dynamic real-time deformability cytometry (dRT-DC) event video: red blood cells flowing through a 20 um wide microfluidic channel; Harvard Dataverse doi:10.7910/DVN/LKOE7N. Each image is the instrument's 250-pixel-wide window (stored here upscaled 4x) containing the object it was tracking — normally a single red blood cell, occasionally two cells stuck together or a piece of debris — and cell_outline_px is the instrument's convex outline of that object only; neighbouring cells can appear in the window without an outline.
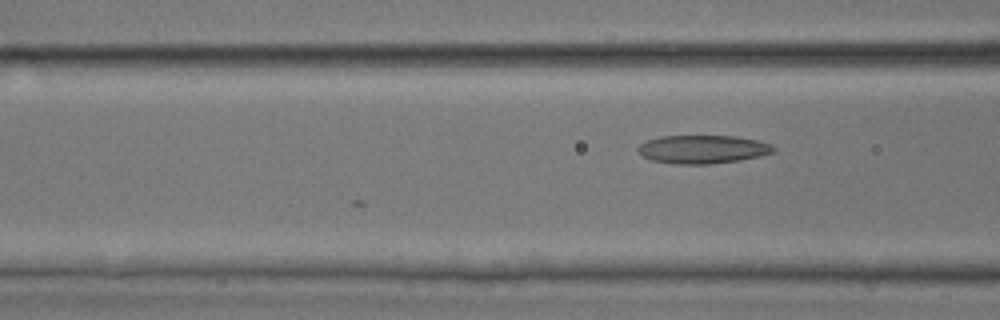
{"species": "common noctule bat (a hibernating species)", "species_latin": "Nyctalus noctula", "temperature_condition": "room temperature", "stored_images_in_passage": 14, "camera_frame_rate_fps": 3000, "um_per_image_px": 0.085, "animal": {"sex": "male", "body_mass_g": 17.9, "forearm_length_mm": 54.2}, "frame": {"image": 1, "passage_image": 14, "time_ms": 4.333, "image_size_px": [1000, 320], "cell_outline_px": [[776, 148], [772, 152], [760, 156], [740, 160], [712, 164], [676, 164], [652, 160], [640, 156], [636, 148], [640, 144], [648, 140], [660, 136], [736, 136], [756, 140], [772, 144]], "centroid_in_image_um": [59.71, 12.69], "position_along_channel_um": 106.9, "area_um2": 22.48}}